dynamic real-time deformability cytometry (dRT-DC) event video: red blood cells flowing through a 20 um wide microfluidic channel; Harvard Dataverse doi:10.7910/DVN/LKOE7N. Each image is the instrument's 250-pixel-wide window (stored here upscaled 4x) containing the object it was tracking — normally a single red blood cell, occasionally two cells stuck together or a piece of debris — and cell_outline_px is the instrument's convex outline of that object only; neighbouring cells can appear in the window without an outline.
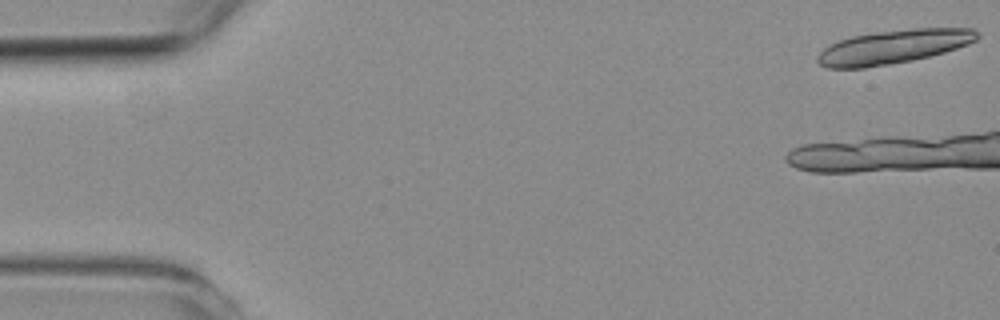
{"species": "common noctule bat (a hibernating species)", "species_latin": "Nyctalus noctula", "temperature_condition": "room temperature", "stored_images_in_passage": 6, "camera_frame_rate_fps": 3000, "um_per_image_px": 0.085, "animal": {"sex": "female", "body_mass_g": 19.3, "forearm_length_mm": 54.1}, "frame": {"image": 1, "passage_image": 1, "time_ms": 0.0, "image_size_px": [1000, 320], "cell_outline_px": [[980, 36], [976, 40], [968, 44], [944, 52], [912, 60], [864, 68], [828, 68], [820, 64], [816, 60], [816, 56], [824, 48], [840, 40], [852, 36], [876, 32], [912, 28], [972, 28], [980, 32]], "centroid_in_image_um": [75.96, 3.97], "position_along_channel_um": 9.0, "area_um2": 31.33}}